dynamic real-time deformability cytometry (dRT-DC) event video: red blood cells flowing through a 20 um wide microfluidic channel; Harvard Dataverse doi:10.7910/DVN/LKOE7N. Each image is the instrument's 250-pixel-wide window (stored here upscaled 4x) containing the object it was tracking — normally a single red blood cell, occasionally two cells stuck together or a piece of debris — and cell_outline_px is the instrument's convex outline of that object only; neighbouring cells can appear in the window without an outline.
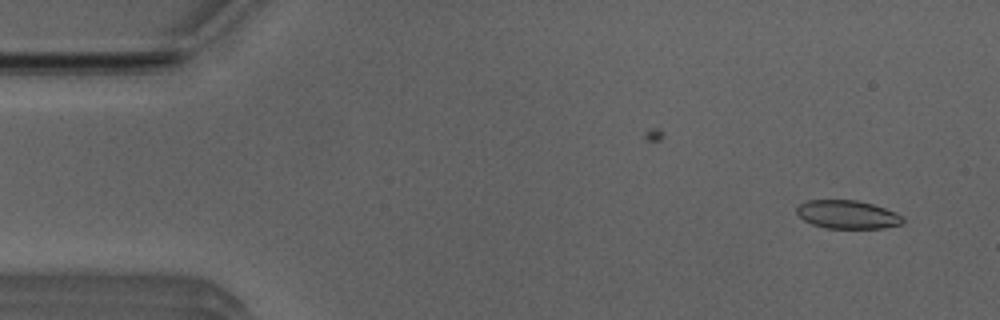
{"species": "Egyptian fruit bat (a non-hibernating species)", "species_latin": "Rousettus aegyptiacus", "temperature_condition": "room temperature", "stored_images_in_passage": 51, "camera_frame_rate_fps": 3000, "um_per_image_px": 0.085, "animal": {"sex": "male"}, "frame": {"image": 1, "passage_image": 3, "time_ms": 0.667, "image_size_px": [1000, 320], "cell_outline_px": [[904, 220], [900, 224], [880, 228], [828, 228], [812, 224], [804, 220], [796, 212], [796, 208], [800, 204], [808, 200], [856, 200], [872, 204], [896, 212]], "centroid_in_image_um": [72.0, 18.23], "position_along_channel_um": 13.0, "area_um2": 17.28}}
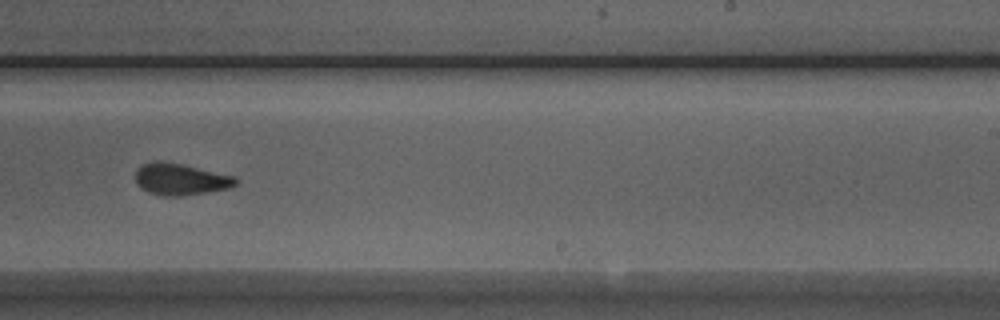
{"frame": {"image": 2, "passage_image": 31, "time_ms": 10.0, "image_size_px": [1000, 320], "cell_outline_px": [[240, 180], [236, 184], [228, 188], [180, 196], [164, 196], [148, 192], [136, 184], [136, 168], [144, 164], [160, 160], [180, 164], [236, 176]], "centroid_in_image_um": [15.34, 15.23], "position_along_channel_um": 273.7, "area_um2": 18.32}}
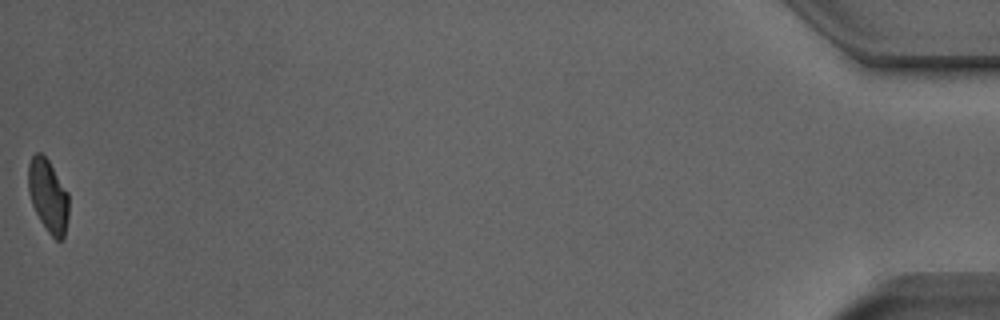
{"frame": {"image": 3, "passage_image": 51, "time_ms": 16.667, "image_size_px": [1000, 320], "cell_outline_px": [[68, 216], [64, 240], [56, 240], [48, 232], [40, 220], [32, 204], [28, 192], [28, 164], [32, 156], [36, 152], [40, 152], [48, 160], [68, 192]], "centroid_in_image_um": [4.09, 16.65], "position_along_channel_um": 431.1, "area_um2": 17.22}, "authors_computed_cell_mechanics": {"area_um2": 18.2648, "velocity_mm_per_s": 3.9602, "shape_relaxation_time_tau1_ms": 10.1706, "shape_relaxation_time_tau2_ms": 2.2319, "deformation_change_tau1": 0.208, "deformation_change_tau2": 0.081}}